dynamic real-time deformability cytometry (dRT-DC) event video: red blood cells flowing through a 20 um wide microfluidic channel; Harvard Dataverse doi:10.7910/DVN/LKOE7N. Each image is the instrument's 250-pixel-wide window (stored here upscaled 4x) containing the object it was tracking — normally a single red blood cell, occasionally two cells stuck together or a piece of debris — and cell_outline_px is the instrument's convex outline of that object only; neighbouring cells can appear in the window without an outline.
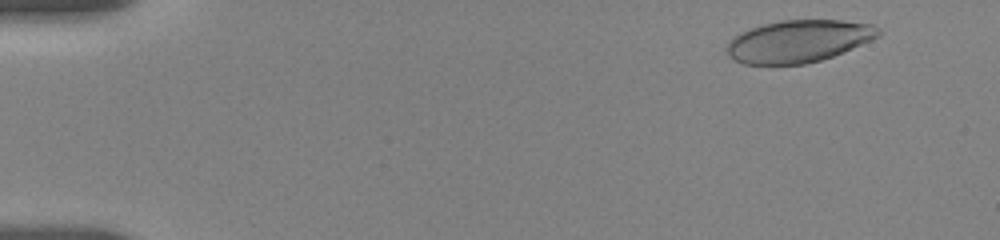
{"species": "human", "species_latin": "Homo sapiens", "temperature_condition": "room temperature", "stored_images_in_passage": 30, "camera_frame_rate_fps": 3000, "um_per_image_px": 0.085, "donor": {"sex": "female"}, "frame": {"image": 1, "passage_image": 2, "time_ms": 0.667, "image_size_px": [1000, 240], "cell_outline_px": [[880, 36], [872, 40], [832, 56], [820, 60], [804, 64], [744, 64], [728, 56], [724, 48], [740, 32], [764, 24], [780, 20], [840, 20], [872, 24], [880, 28]], "centroid_in_image_um": [67.88, 3.5], "position_along_channel_um": 17.1, "area_um2": 37.17}}
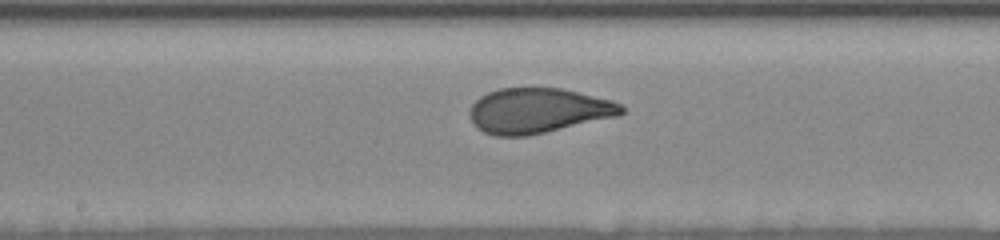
{"frame": {"image": 2, "passage_image": 16, "time_ms": 9.0, "image_size_px": [1000, 240], "cell_outline_px": [[624, 112], [616, 116], [528, 136], [492, 136], [476, 128], [472, 124], [468, 112], [472, 104], [480, 96], [488, 92], [500, 88], [560, 88], [612, 100], [620, 104], [624, 108]], "centroid_in_image_um": [45.67, 9.41], "position_along_channel_um": 202.5, "area_um2": 39.82}}
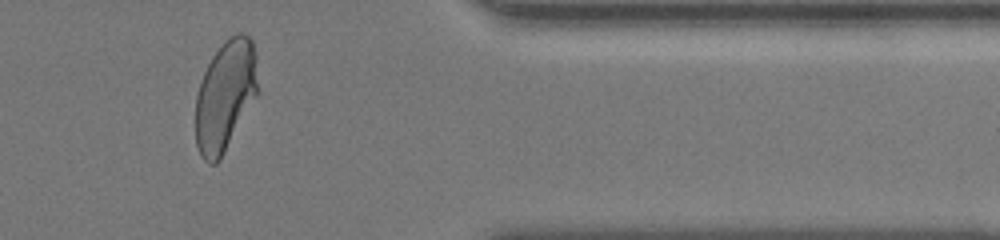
{"frame": {"image": 3, "passage_image": 25, "time_ms": 14.667, "image_size_px": [1000, 240], "cell_outline_px": [[260, 92], [220, 160], [216, 164], [208, 164], [200, 156], [196, 144], [196, 96], [200, 80], [212, 56], [224, 40], [236, 32], [244, 32], [252, 40], [256, 56]], "centroid_in_image_um": [19.18, 8.13], "position_along_channel_um": 392.2, "area_um2": 40.98}, "authors_computed_cell_mechanics": {"area_um2": 40.0265, "velocity_mm_per_s": 3.635, "shape_relaxation_time_tau1_ms": 5.0032, "shape_relaxation_time_tau2_ms": null, "deformation_change_tau1": 0.1777, "deformation_change_tau2": null}}